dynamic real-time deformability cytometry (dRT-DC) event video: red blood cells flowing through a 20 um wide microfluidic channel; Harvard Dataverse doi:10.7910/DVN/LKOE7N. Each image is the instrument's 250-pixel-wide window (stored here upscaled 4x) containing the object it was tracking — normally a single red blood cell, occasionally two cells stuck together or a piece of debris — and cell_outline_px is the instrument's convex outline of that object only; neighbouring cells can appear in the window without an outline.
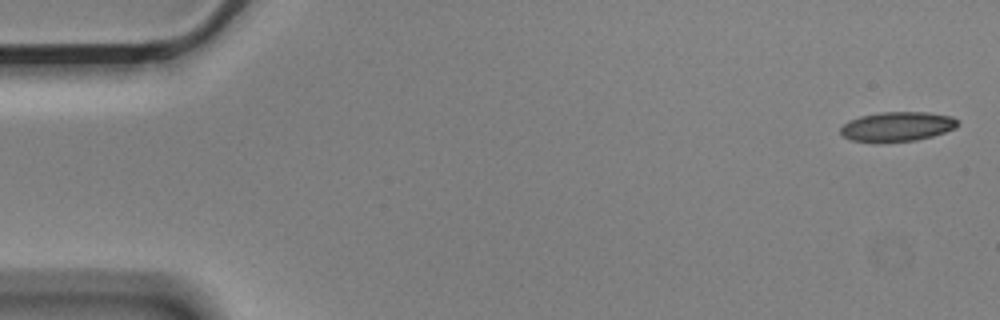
{"species": "Egyptian fruit bat (a non-hibernating species)", "species_latin": "Rousettus aegyptiacus", "temperature_condition": "cold", "stored_images_in_passage": 5, "camera_frame_rate_fps": 3000, "um_per_image_px": 0.085, "animal": {"sex": "male"}, "frame": {"image": 1, "passage_image": 1, "time_ms": 0.0, "image_size_px": [1000, 320], "cell_outline_px": [[960, 124], [956, 128], [932, 136], [916, 140], [876, 144], [852, 140], [844, 136], [840, 132], [840, 128], [848, 120], [860, 116], [880, 112], [928, 112], [952, 116]], "centroid_in_image_um": [76.24, 10.77], "position_along_channel_um": 8.8, "area_um2": 20.58}}
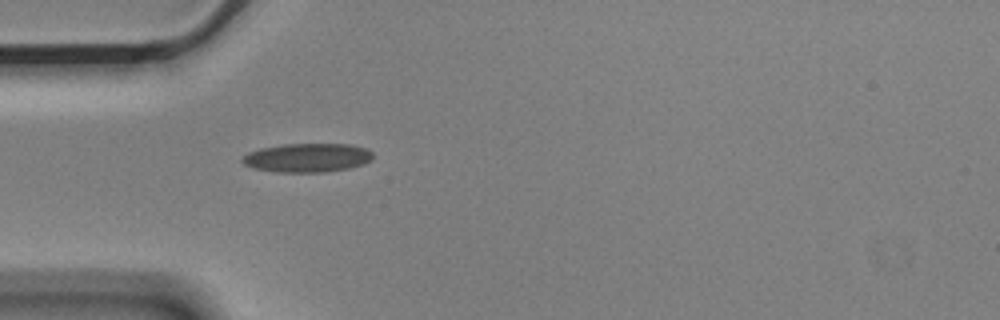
{"frame": {"image": 2, "passage_image": 5, "time_ms": 1.333, "image_size_px": [1000, 320], "cell_outline_px": [[372, 160], [364, 164], [348, 168], [324, 172], [276, 172], [252, 168], [244, 164], [240, 160], [248, 152], [260, 148], [284, 144], [348, 144], [364, 148], [372, 152]], "centroid_in_image_um": [26.09, 13.41], "position_along_channel_um": 58.9, "area_um2": 21.96}}